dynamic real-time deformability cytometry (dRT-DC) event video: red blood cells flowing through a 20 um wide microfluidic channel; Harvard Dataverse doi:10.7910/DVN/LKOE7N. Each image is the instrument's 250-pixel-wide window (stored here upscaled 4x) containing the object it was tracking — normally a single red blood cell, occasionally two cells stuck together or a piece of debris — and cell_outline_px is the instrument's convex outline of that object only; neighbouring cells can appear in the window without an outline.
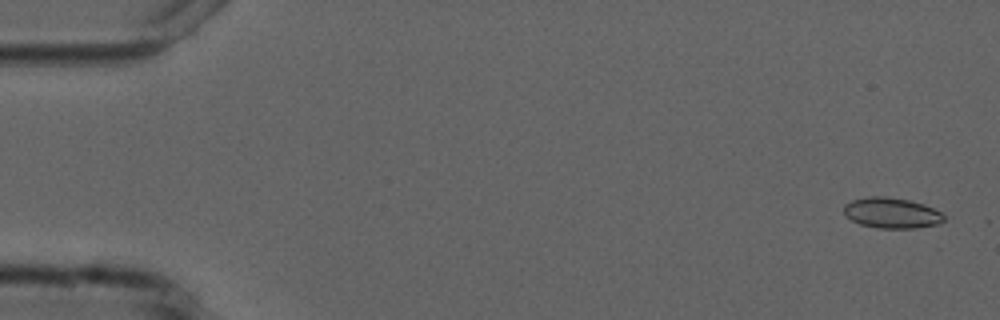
{"species": "common noctule bat (a hibernating species)", "species_latin": "Nyctalus noctula", "temperature_condition": "cold", "stored_images_in_passage": 5, "camera_frame_rate_fps": 3000, "um_per_image_px": 0.085, "animal": {"sex": "male", "forearm_length_mm": 52.5}, "frame": {"image": 1, "passage_image": 1, "time_ms": 0.0, "image_size_px": [1000, 320], "cell_outline_px": [[944, 220], [940, 224], [916, 228], [880, 228], [860, 224], [852, 220], [844, 212], [844, 204], [852, 200], [868, 196], [884, 196], [908, 200], [924, 204], [940, 212], [944, 216]], "centroid_in_image_um": [75.8, 18.1], "position_along_channel_um": 9.2, "area_um2": 17.74}}
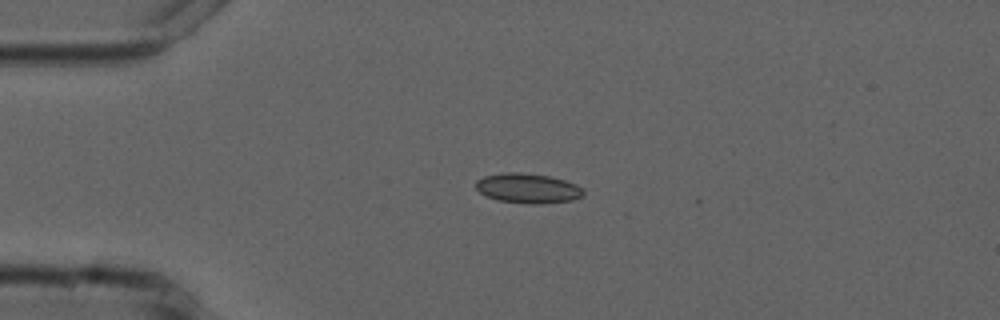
{"frame": {"image": 2, "passage_image": 4, "time_ms": 3.667, "image_size_px": [1000, 320], "cell_outline_px": [[584, 196], [572, 200], [540, 204], [528, 204], [496, 200], [484, 196], [476, 188], [476, 180], [484, 176], [500, 172], [520, 172], [548, 176], [564, 180], [576, 184], [584, 188]], "centroid_in_image_um": [44.85, 16.01], "position_along_channel_um": 40.1, "area_um2": 18.96}}